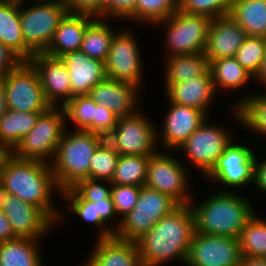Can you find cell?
Returning a JSON list of instances; mask_svg holds the SVG:
<instances>
[{"label": "cell", "instance_id": "obj_47", "mask_svg": "<svg viewBox=\"0 0 266 266\" xmlns=\"http://www.w3.org/2000/svg\"><path fill=\"white\" fill-rule=\"evenodd\" d=\"M96 209L97 214L100 215L101 219L106 224H108L109 221L113 222L114 220L118 219L116 220L117 223H114L117 226L116 230L118 229L121 219L116 218L117 216L115 214V208L112 198L96 200Z\"/></svg>", "mask_w": 266, "mask_h": 266}, {"label": "cell", "instance_id": "obj_23", "mask_svg": "<svg viewBox=\"0 0 266 266\" xmlns=\"http://www.w3.org/2000/svg\"><path fill=\"white\" fill-rule=\"evenodd\" d=\"M96 17L85 13L67 12L60 20L51 44L45 51L54 57L79 51L87 26Z\"/></svg>", "mask_w": 266, "mask_h": 266}, {"label": "cell", "instance_id": "obj_53", "mask_svg": "<svg viewBox=\"0 0 266 266\" xmlns=\"http://www.w3.org/2000/svg\"><path fill=\"white\" fill-rule=\"evenodd\" d=\"M88 258H87L86 262L83 263L84 265H82V266H97L90 257H88Z\"/></svg>", "mask_w": 266, "mask_h": 266}, {"label": "cell", "instance_id": "obj_40", "mask_svg": "<svg viewBox=\"0 0 266 266\" xmlns=\"http://www.w3.org/2000/svg\"><path fill=\"white\" fill-rule=\"evenodd\" d=\"M231 0H178V10L215 19L229 14Z\"/></svg>", "mask_w": 266, "mask_h": 266}, {"label": "cell", "instance_id": "obj_31", "mask_svg": "<svg viewBox=\"0 0 266 266\" xmlns=\"http://www.w3.org/2000/svg\"><path fill=\"white\" fill-rule=\"evenodd\" d=\"M209 70L217 93L221 89L226 92L228 90L235 91V89L238 91L250 80H255V77L242 67L235 57L211 61Z\"/></svg>", "mask_w": 266, "mask_h": 266}, {"label": "cell", "instance_id": "obj_29", "mask_svg": "<svg viewBox=\"0 0 266 266\" xmlns=\"http://www.w3.org/2000/svg\"><path fill=\"white\" fill-rule=\"evenodd\" d=\"M42 112L7 110L0 120V153L11 152L35 126Z\"/></svg>", "mask_w": 266, "mask_h": 266}, {"label": "cell", "instance_id": "obj_15", "mask_svg": "<svg viewBox=\"0 0 266 266\" xmlns=\"http://www.w3.org/2000/svg\"><path fill=\"white\" fill-rule=\"evenodd\" d=\"M241 257L237 238L195 231L186 266H238Z\"/></svg>", "mask_w": 266, "mask_h": 266}, {"label": "cell", "instance_id": "obj_16", "mask_svg": "<svg viewBox=\"0 0 266 266\" xmlns=\"http://www.w3.org/2000/svg\"><path fill=\"white\" fill-rule=\"evenodd\" d=\"M0 208L17 237L42 239L55 225L38 207L1 189Z\"/></svg>", "mask_w": 266, "mask_h": 266}, {"label": "cell", "instance_id": "obj_14", "mask_svg": "<svg viewBox=\"0 0 266 266\" xmlns=\"http://www.w3.org/2000/svg\"><path fill=\"white\" fill-rule=\"evenodd\" d=\"M136 37L133 31L126 27L117 31L109 48L105 70L108 78L141 88L143 58Z\"/></svg>", "mask_w": 266, "mask_h": 266}, {"label": "cell", "instance_id": "obj_30", "mask_svg": "<svg viewBox=\"0 0 266 266\" xmlns=\"http://www.w3.org/2000/svg\"><path fill=\"white\" fill-rule=\"evenodd\" d=\"M166 83H180L204 75L209 70V62L204 52L165 57Z\"/></svg>", "mask_w": 266, "mask_h": 266}, {"label": "cell", "instance_id": "obj_33", "mask_svg": "<svg viewBox=\"0 0 266 266\" xmlns=\"http://www.w3.org/2000/svg\"><path fill=\"white\" fill-rule=\"evenodd\" d=\"M59 196H62L60 197L62 201L67 202L66 207L69 212H73L85 222L96 225L99 229L98 239L114 236L116 226L109 227L106 225L100 215L97 214L96 202L84 200L73 188L62 191Z\"/></svg>", "mask_w": 266, "mask_h": 266}, {"label": "cell", "instance_id": "obj_17", "mask_svg": "<svg viewBox=\"0 0 266 266\" xmlns=\"http://www.w3.org/2000/svg\"><path fill=\"white\" fill-rule=\"evenodd\" d=\"M166 117L163 121V129L157 131L158 144L162 145L164 151H178L184 142L209 118L202 110L192 107L169 103ZM161 132V133H160ZM162 139L159 142L161 136ZM160 137V138H159Z\"/></svg>", "mask_w": 266, "mask_h": 266}, {"label": "cell", "instance_id": "obj_48", "mask_svg": "<svg viewBox=\"0 0 266 266\" xmlns=\"http://www.w3.org/2000/svg\"><path fill=\"white\" fill-rule=\"evenodd\" d=\"M256 156L254 164V188L266 194V157L259 160ZM256 186V187H255Z\"/></svg>", "mask_w": 266, "mask_h": 266}, {"label": "cell", "instance_id": "obj_43", "mask_svg": "<svg viewBox=\"0 0 266 266\" xmlns=\"http://www.w3.org/2000/svg\"><path fill=\"white\" fill-rule=\"evenodd\" d=\"M137 0H105L104 19L132 21V11Z\"/></svg>", "mask_w": 266, "mask_h": 266}, {"label": "cell", "instance_id": "obj_4", "mask_svg": "<svg viewBox=\"0 0 266 266\" xmlns=\"http://www.w3.org/2000/svg\"><path fill=\"white\" fill-rule=\"evenodd\" d=\"M64 131L55 156L50 163L57 186L62 191L73 188L89 177L91 159L105 140L102 135L72 128ZM70 132V133H69Z\"/></svg>", "mask_w": 266, "mask_h": 266}, {"label": "cell", "instance_id": "obj_10", "mask_svg": "<svg viewBox=\"0 0 266 266\" xmlns=\"http://www.w3.org/2000/svg\"><path fill=\"white\" fill-rule=\"evenodd\" d=\"M0 79L4 84L9 110L45 112L51 107L45 98L39 74L29 61H23Z\"/></svg>", "mask_w": 266, "mask_h": 266}, {"label": "cell", "instance_id": "obj_18", "mask_svg": "<svg viewBox=\"0 0 266 266\" xmlns=\"http://www.w3.org/2000/svg\"><path fill=\"white\" fill-rule=\"evenodd\" d=\"M29 62L39 74L46 100L51 106L63 107L71 99V82L64 61L60 57L39 52Z\"/></svg>", "mask_w": 266, "mask_h": 266}, {"label": "cell", "instance_id": "obj_7", "mask_svg": "<svg viewBox=\"0 0 266 266\" xmlns=\"http://www.w3.org/2000/svg\"><path fill=\"white\" fill-rule=\"evenodd\" d=\"M212 19L205 15L177 10L170 17L157 22L165 27L166 57L204 52Z\"/></svg>", "mask_w": 266, "mask_h": 266}, {"label": "cell", "instance_id": "obj_32", "mask_svg": "<svg viewBox=\"0 0 266 266\" xmlns=\"http://www.w3.org/2000/svg\"><path fill=\"white\" fill-rule=\"evenodd\" d=\"M96 17L86 28L81 51L88 57L106 61L114 35L117 33L110 26L109 20ZM108 22V23H106Z\"/></svg>", "mask_w": 266, "mask_h": 266}, {"label": "cell", "instance_id": "obj_8", "mask_svg": "<svg viewBox=\"0 0 266 266\" xmlns=\"http://www.w3.org/2000/svg\"><path fill=\"white\" fill-rule=\"evenodd\" d=\"M20 0V25L25 44L34 52H45L60 20L68 12L62 2H35L23 7Z\"/></svg>", "mask_w": 266, "mask_h": 266}, {"label": "cell", "instance_id": "obj_36", "mask_svg": "<svg viewBox=\"0 0 266 266\" xmlns=\"http://www.w3.org/2000/svg\"><path fill=\"white\" fill-rule=\"evenodd\" d=\"M97 103L89 95L73 96L64 106L66 124L72 121L76 130L94 133V113Z\"/></svg>", "mask_w": 266, "mask_h": 266}, {"label": "cell", "instance_id": "obj_21", "mask_svg": "<svg viewBox=\"0 0 266 266\" xmlns=\"http://www.w3.org/2000/svg\"><path fill=\"white\" fill-rule=\"evenodd\" d=\"M164 88L169 103L202 110L207 116L217 93L210 70L189 81L166 83Z\"/></svg>", "mask_w": 266, "mask_h": 266}, {"label": "cell", "instance_id": "obj_24", "mask_svg": "<svg viewBox=\"0 0 266 266\" xmlns=\"http://www.w3.org/2000/svg\"><path fill=\"white\" fill-rule=\"evenodd\" d=\"M88 257L97 266H143L136 243L116 236L97 238Z\"/></svg>", "mask_w": 266, "mask_h": 266}, {"label": "cell", "instance_id": "obj_5", "mask_svg": "<svg viewBox=\"0 0 266 266\" xmlns=\"http://www.w3.org/2000/svg\"><path fill=\"white\" fill-rule=\"evenodd\" d=\"M66 128L63 107L51 106L39 114L33 129L22 138L11 153L21 159L50 164Z\"/></svg>", "mask_w": 266, "mask_h": 266}, {"label": "cell", "instance_id": "obj_3", "mask_svg": "<svg viewBox=\"0 0 266 266\" xmlns=\"http://www.w3.org/2000/svg\"><path fill=\"white\" fill-rule=\"evenodd\" d=\"M236 191H218L193 205L195 231L237 238L246 222L256 213L251 201Z\"/></svg>", "mask_w": 266, "mask_h": 266}, {"label": "cell", "instance_id": "obj_2", "mask_svg": "<svg viewBox=\"0 0 266 266\" xmlns=\"http://www.w3.org/2000/svg\"><path fill=\"white\" fill-rule=\"evenodd\" d=\"M194 233L190 204L179 205L135 241L143 266H161L174 259L186 265Z\"/></svg>", "mask_w": 266, "mask_h": 266}, {"label": "cell", "instance_id": "obj_39", "mask_svg": "<svg viewBox=\"0 0 266 266\" xmlns=\"http://www.w3.org/2000/svg\"><path fill=\"white\" fill-rule=\"evenodd\" d=\"M266 51V38L247 36L235 58L242 67L256 77L262 67Z\"/></svg>", "mask_w": 266, "mask_h": 266}, {"label": "cell", "instance_id": "obj_46", "mask_svg": "<svg viewBox=\"0 0 266 266\" xmlns=\"http://www.w3.org/2000/svg\"><path fill=\"white\" fill-rule=\"evenodd\" d=\"M22 62L17 54L0 42V78L16 69Z\"/></svg>", "mask_w": 266, "mask_h": 266}, {"label": "cell", "instance_id": "obj_6", "mask_svg": "<svg viewBox=\"0 0 266 266\" xmlns=\"http://www.w3.org/2000/svg\"><path fill=\"white\" fill-rule=\"evenodd\" d=\"M178 206L170 196L143 186L136 205L122 218L114 236L135 242Z\"/></svg>", "mask_w": 266, "mask_h": 266}, {"label": "cell", "instance_id": "obj_28", "mask_svg": "<svg viewBox=\"0 0 266 266\" xmlns=\"http://www.w3.org/2000/svg\"><path fill=\"white\" fill-rule=\"evenodd\" d=\"M229 15L247 36L266 38V0H231Z\"/></svg>", "mask_w": 266, "mask_h": 266}, {"label": "cell", "instance_id": "obj_25", "mask_svg": "<svg viewBox=\"0 0 266 266\" xmlns=\"http://www.w3.org/2000/svg\"><path fill=\"white\" fill-rule=\"evenodd\" d=\"M0 42L23 61L35 54L24 42L20 25V0H0Z\"/></svg>", "mask_w": 266, "mask_h": 266}, {"label": "cell", "instance_id": "obj_49", "mask_svg": "<svg viewBox=\"0 0 266 266\" xmlns=\"http://www.w3.org/2000/svg\"><path fill=\"white\" fill-rule=\"evenodd\" d=\"M17 238L5 213L0 208V242Z\"/></svg>", "mask_w": 266, "mask_h": 266}, {"label": "cell", "instance_id": "obj_52", "mask_svg": "<svg viewBox=\"0 0 266 266\" xmlns=\"http://www.w3.org/2000/svg\"><path fill=\"white\" fill-rule=\"evenodd\" d=\"M255 82H258L259 84H261V86L263 85L266 89V51H265V55L263 58L262 67H261L258 75L255 77Z\"/></svg>", "mask_w": 266, "mask_h": 266}, {"label": "cell", "instance_id": "obj_50", "mask_svg": "<svg viewBox=\"0 0 266 266\" xmlns=\"http://www.w3.org/2000/svg\"><path fill=\"white\" fill-rule=\"evenodd\" d=\"M238 266H266L265 258L242 256Z\"/></svg>", "mask_w": 266, "mask_h": 266}, {"label": "cell", "instance_id": "obj_37", "mask_svg": "<svg viewBox=\"0 0 266 266\" xmlns=\"http://www.w3.org/2000/svg\"><path fill=\"white\" fill-rule=\"evenodd\" d=\"M177 10L178 0H137L132 11V22L154 25L167 19Z\"/></svg>", "mask_w": 266, "mask_h": 266}, {"label": "cell", "instance_id": "obj_22", "mask_svg": "<svg viewBox=\"0 0 266 266\" xmlns=\"http://www.w3.org/2000/svg\"><path fill=\"white\" fill-rule=\"evenodd\" d=\"M68 69L71 82V98L88 95L90 90L107 77L105 62L88 57L81 50L60 57Z\"/></svg>", "mask_w": 266, "mask_h": 266}, {"label": "cell", "instance_id": "obj_1", "mask_svg": "<svg viewBox=\"0 0 266 266\" xmlns=\"http://www.w3.org/2000/svg\"><path fill=\"white\" fill-rule=\"evenodd\" d=\"M0 189L38 207L54 224L66 222L62 209L55 207L52 201L53 191L54 194L56 191V194H61V190L50 164L1 152Z\"/></svg>", "mask_w": 266, "mask_h": 266}, {"label": "cell", "instance_id": "obj_34", "mask_svg": "<svg viewBox=\"0 0 266 266\" xmlns=\"http://www.w3.org/2000/svg\"><path fill=\"white\" fill-rule=\"evenodd\" d=\"M238 241L242 256L266 258V219L256 212L242 228Z\"/></svg>", "mask_w": 266, "mask_h": 266}, {"label": "cell", "instance_id": "obj_26", "mask_svg": "<svg viewBox=\"0 0 266 266\" xmlns=\"http://www.w3.org/2000/svg\"><path fill=\"white\" fill-rule=\"evenodd\" d=\"M264 92L245 95L231 107L232 116H235L240 126L262 137H266V92Z\"/></svg>", "mask_w": 266, "mask_h": 266}, {"label": "cell", "instance_id": "obj_51", "mask_svg": "<svg viewBox=\"0 0 266 266\" xmlns=\"http://www.w3.org/2000/svg\"><path fill=\"white\" fill-rule=\"evenodd\" d=\"M8 110L7 101H6V91L4 88V84L0 79V120Z\"/></svg>", "mask_w": 266, "mask_h": 266}, {"label": "cell", "instance_id": "obj_45", "mask_svg": "<svg viewBox=\"0 0 266 266\" xmlns=\"http://www.w3.org/2000/svg\"><path fill=\"white\" fill-rule=\"evenodd\" d=\"M68 12L85 13L104 19L105 0H62Z\"/></svg>", "mask_w": 266, "mask_h": 266}, {"label": "cell", "instance_id": "obj_41", "mask_svg": "<svg viewBox=\"0 0 266 266\" xmlns=\"http://www.w3.org/2000/svg\"><path fill=\"white\" fill-rule=\"evenodd\" d=\"M141 188V186L135 185H112L111 197L114 203L115 214L119 219L122 220L134 208Z\"/></svg>", "mask_w": 266, "mask_h": 266}, {"label": "cell", "instance_id": "obj_44", "mask_svg": "<svg viewBox=\"0 0 266 266\" xmlns=\"http://www.w3.org/2000/svg\"><path fill=\"white\" fill-rule=\"evenodd\" d=\"M118 116L101 104L95 106L94 133L107 137L117 124Z\"/></svg>", "mask_w": 266, "mask_h": 266}, {"label": "cell", "instance_id": "obj_35", "mask_svg": "<svg viewBox=\"0 0 266 266\" xmlns=\"http://www.w3.org/2000/svg\"><path fill=\"white\" fill-rule=\"evenodd\" d=\"M150 156L119 155L112 185L145 186Z\"/></svg>", "mask_w": 266, "mask_h": 266}, {"label": "cell", "instance_id": "obj_9", "mask_svg": "<svg viewBox=\"0 0 266 266\" xmlns=\"http://www.w3.org/2000/svg\"><path fill=\"white\" fill-rule=\"evenodd\" d=\"M151 120L144 111L118 117L116 126L105 139L119 155L151 156L159 151L158 129Z\"/></svg>", "mask_w": 266, "mask_h": 266}, {"label": "cell", "instance_id": "obj_12", "mask_svg": "<svg viewBox=\"0 0 266 266\" xmlns=\"http://www.w3.org/2000/svg\"><path fill=\"white\" fill-rule=\"evenodd\" d=\"M208 122V123H207ZM208 118L184 142L179 150L184 151L192 166L205 177L225 149L232 143V132L223 126L209 124Z\"/></svg>", "mask_w": 266, "mask_h": 266}, {"label": "cell", "instance_id": "obj_11", "mask_svg": "<svg viewBox=\"0 0 266 266\" xmlns=\"http://www.w3.org/2000/svg\"><path fill=\"white\" fill-rule=\"evenodd\" d=\"M168 152L162 149L150 156L145 186L170 196L179 205L190 204L193 200L187 169Z\"/></svg>", "mask_w": 266, "mask_h": 266}, {"label": "cell", "instance_id": "obj_54", "mask_svg": "<svg viewBox=\"0 0 266 266\" xmlns=\"http://www.w3.org/2000/svg\"><path fill=\"white\" fill-rule=\"evenodd\" d=\"M25 1H28V0H25ZM52 2V1H59V2H62V0H33V3L34 2Z\"/></svg>", "mask_w": 266, "mask_h": 266}, {"label": "cell", "instance_id": "obj_20", "mask_svg": "<svg viewBox=\"0 0 266 266\" xmlns=\"http://www.w3.org/2000/svg\"><path fill=\"white\" fill-rule=\"evenodd\" d=\"M141 88L130 83L115 81L106 77L96 84L89 96L97 103L112 110L118 117L132 116L139 111Z\"/></svg>", "mask_w": 266, "mask_h": 266}, {"label": "cell", "instance_id": "obj_13", "mask_svg": "<svg viewBox=\"0 0 266 266\" xmlns=\"http://www.w3.org/2000/svg\"><path fill=\"white\" fill-rule=\"evenodd\" d=\"M236 143V144H235ZM250 145L232 141L225 149L223 154L218 158L215 165L205 176L212 183L223 185L225 189L218 191H233L242 186H248L254 182V164L256 155ZM227 186V187H226ZM229 189V190H227Z\"/></svg>", "mask_w": 266, "mask_h": 266}, {"label": "cell", "instance_id": "obj_42", "mask_svg": "<svg viewBox=\"0 0 266 266\" xmlns=\"http://www.w3.org/2000/svg\"><path fill=\"white\" fill-rule=\"evenodd\" d=\"M110 185V186H109ZM110 181L86 178L78 182L73 189L86 201L96 202L99 199L111 197Z\"/></svg>", "mask_w": 266, "mask_h": 266}, {"label": "cell", "instance_id": "obj_38", "mask_svg": "<svg viewBox=\"0 0 266 266\" xmlns=\"http://www.w3.org/2000/svg\"><path fill=\"white\" fill-rule=\"evenodd\" d=\"M118 159L119 153L105 139L94 151L88 178L111 182Z\"/></svg>", "mask_w": 266, "mask_h": 266}, {"label": "cell", "instance_id": "obj_19", "mask_svg": "<svg viewBox=\"0 0 266 266\" xmlns=\"http://www.w3.org/2000/svg\"><path fill=\"white\" fill-rule=\"evenodd\" d=\"M246 37V32L229 14L212 19L204 50L208 62L235 57Z\"/></svg>", "mask_w": 266, "mask_h": 266}, {"label": "cell", "instance_id": "obj_27", "mask_svg": "<svg viewBox=\"0 0 266 266\" xmlns=\"http://www.w3.org/2000/svg\"><path fill=\"white\" fill-rule=\"evenodd\" d=\"M39 240L17 237L0 242V266H44Z\"/></svg>", "mask_w": 266, "mask_h": 266}]
</instances>
